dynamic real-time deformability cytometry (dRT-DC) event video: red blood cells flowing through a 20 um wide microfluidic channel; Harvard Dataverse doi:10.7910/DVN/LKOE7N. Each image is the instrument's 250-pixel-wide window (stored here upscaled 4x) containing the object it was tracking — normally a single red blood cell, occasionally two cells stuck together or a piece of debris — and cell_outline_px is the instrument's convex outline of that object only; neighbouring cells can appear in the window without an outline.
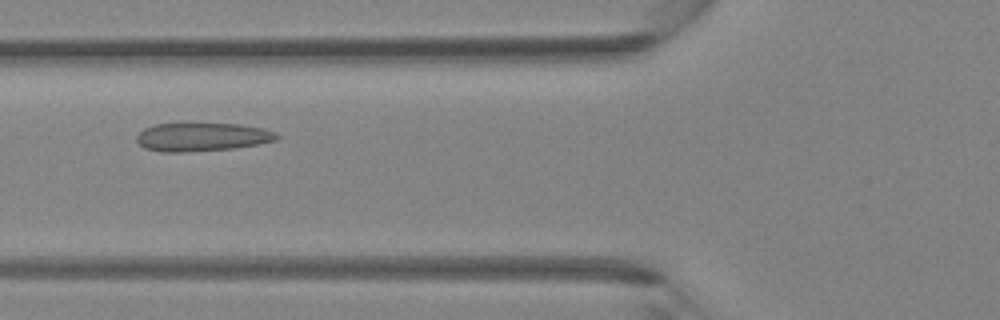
{"species": "Egyptian fruit bat (a non-hibernating species)", "species_latin": "Rousettus aegyptiacus", "temperature_condition": "room temperature", "stored_images_in_passage": 28, "camera_frame_rate_fps": 3000, "um_per_image_px": 0.085, "animal": {"sex": "female"}, "frame": {"image": 1, "passage_image": 3, "time_ms": 0.667, "image_size_px": [1000, 320], "cell_outline_px": [[280, 136], [276, 140], [256, 144], [232, 148], [184, 152], [160, 152], [144, 148], [136, 140], [136, 136], [144, 128], [156, 124], [184, 120], [240, 124], [264, 128], [276, 132]], "centroid_in_image_um": [17.13, 11.58], "position_along_channel_um": 108.7, "area_um2": 24.28}}
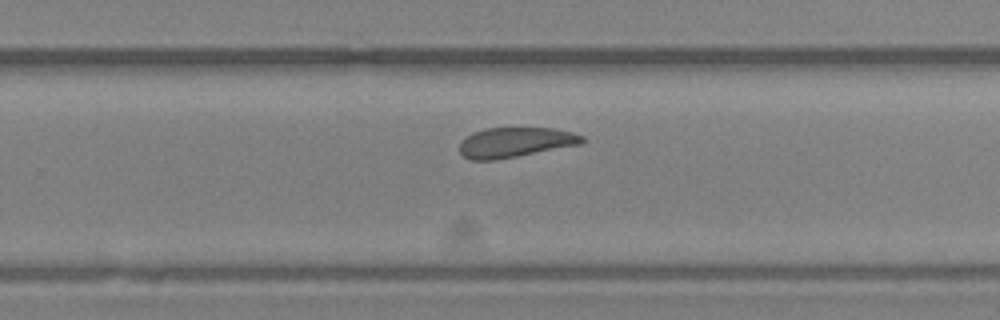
{"frame": {"image": 2, "passage_image": 14, "time_ms": 4.333, "image_size_px": [1000, 320], "cell_outline_px": [[588, 140], [580, 144], [496, 160], [472, 160], [464, 156], [460, 152], [460, 144], [472, 132], [484, 128], [556, 128], [572, 132], [584, 136]], "centroid_in_image_um": [43.83, 12.09], "position_along_channel_um": 286.0, "area_um2": 21.33}}
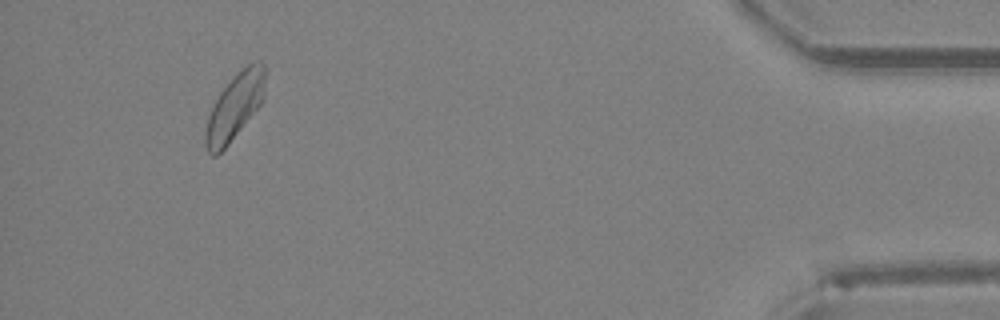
{"frame": {"image": 3, "passage_image": 26, "time_ms": 8.333, "image_size_px": [1000, 320], "cell_outline_px": [[268, 68], [264, 96], [260, 104], [228, 144], [216, 156], [212, 156], [208, 152], [204, 144], [204, 132], [208, 116], [212, 104], [220, 92], [232, 76], [252, 60], [260, 60]], "centroid_in_image_um": [19.97, 8.99], "position_along_channel_um": 415.2, "area_um2": 23.47}}